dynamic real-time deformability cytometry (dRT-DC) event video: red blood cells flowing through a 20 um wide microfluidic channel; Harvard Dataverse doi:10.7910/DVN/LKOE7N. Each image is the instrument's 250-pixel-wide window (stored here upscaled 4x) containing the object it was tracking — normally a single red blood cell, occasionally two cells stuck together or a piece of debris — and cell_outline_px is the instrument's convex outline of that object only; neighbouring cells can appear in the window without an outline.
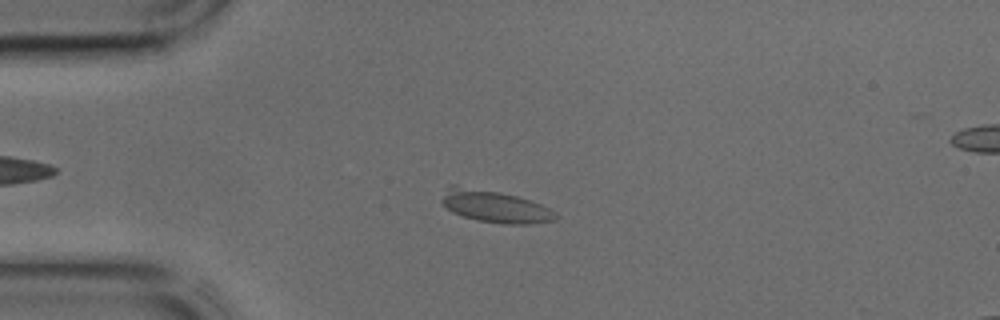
{"species": "common noctule bat (a hibernating species)", "species_latin": "Nyctalus noctula", "temperature_condition": "cold", "stored_images_in_passage": 15, "camera_frame_rate_fps": 3000, "um_per_image_px": 0.085, "animal": {"sex": "male", "body_mass_g": 17.9, "forearm_length_mm": 54.2}, "frame": {"image": 1, "passage_image": 12, "time_ms": 3.667, "image_size_px": [1000, 320], "cell_outline_px": [[560, 216], [556, 220], [528, 224], [504, 224], [476, 220], [452, 212], [440, 200], [448, 184], [456, 184], [500, 192], [532, 200], [556, 212]], "centroid_in_image_um": [42.06, 17.53], "position_along_channel_um": 42.9, "area_um2": 21.56}}